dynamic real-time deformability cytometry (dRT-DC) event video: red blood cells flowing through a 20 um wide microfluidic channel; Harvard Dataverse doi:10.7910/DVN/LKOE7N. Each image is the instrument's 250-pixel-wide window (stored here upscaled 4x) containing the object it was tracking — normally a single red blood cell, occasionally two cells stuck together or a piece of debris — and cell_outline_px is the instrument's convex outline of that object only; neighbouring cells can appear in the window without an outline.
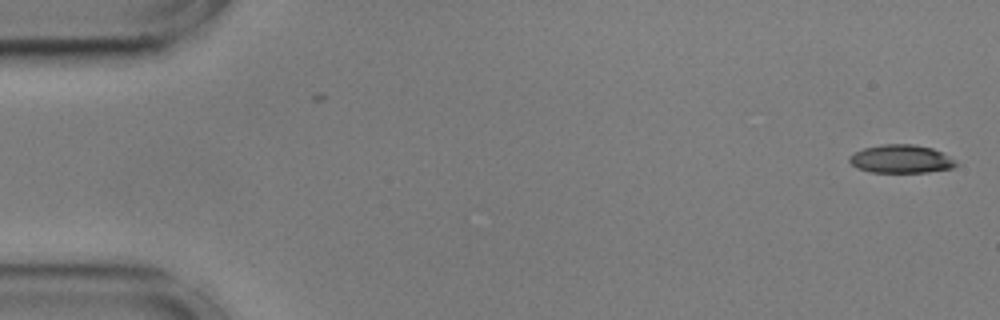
{"species": "common noctule bat (a hibernating species)", "species_latin": "Nyctalus noctula", "temperature_condition": "cold", "stored_images_in_passage": 15, "camera_frame_rate_fps": 3000, "um_per_image_px": 0.085, "animal": {"sex": "male", "body_mass_g": 17.9, "forearm_length_mm": 54.2}, "frame": {"image": 1, "passage_image": 1, "time_ms": 0.0, "image_size_px": [1000, 320], "cell_outline_px": [[960, 164], [952, 168], [928, 172], [872, 172], [856, 168], [848, 160], [848, 156], [864, 148], [880, 144], [916, 144], [932, 148], [956, 160]], "centroid_in_image_um": [76.59, 13.51], "position_along_channel_um": 8.4, "area_um2": 17.63}}
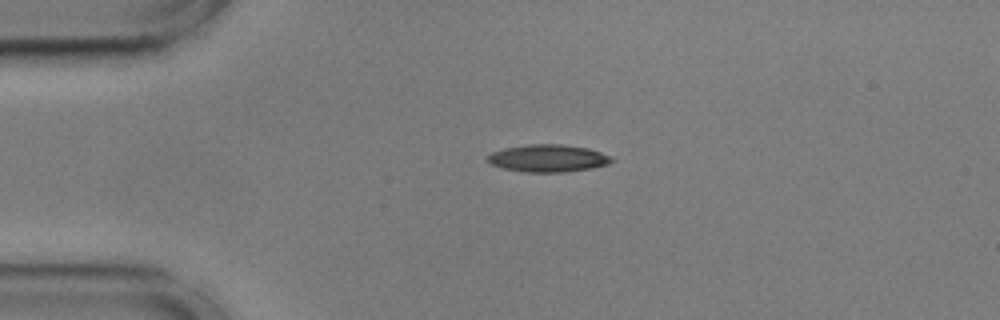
{"frame": {"image": 2, "passage_image": 12, "time_ms": 3.667, "image_size_px": [1000, 320], "cell_outline_px": [[616, 160], [608, 164], [592, 168], [564, 172], [524, 172], [504, 168], [492, 164], [484, 160], [492, 152], [504, 148], [532, 144], [564, 144], [588, 148], [612, 156]], "centroid_in_image_um": [46.61, 13.45], "position_along_channel_um": 38.4, "area_um2": 19.88}}